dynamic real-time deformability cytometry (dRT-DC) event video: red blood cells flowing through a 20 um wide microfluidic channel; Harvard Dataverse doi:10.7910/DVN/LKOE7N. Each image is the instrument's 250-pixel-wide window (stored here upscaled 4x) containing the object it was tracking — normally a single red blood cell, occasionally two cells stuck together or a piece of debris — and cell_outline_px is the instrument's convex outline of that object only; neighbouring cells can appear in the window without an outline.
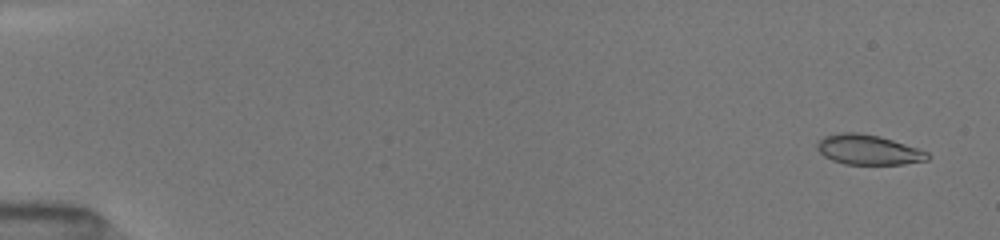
{"species": "common noctule bat (a hibernating species)", "species_latin": "Nyctalus noctula", "temperature_condition": "room temperature", "stored_images_in_passage": 32, "camera_frame_rate_fps": 3000, "um_per_image_px": 0.085, "animal": {"sex": "female", "body_mass_g": 19.5, "forearm_length_mm": 54.1}, "frame": {"image": 1, "passage_image": 3, "time_ms": 0.667, "image_size_px": [1000, 240], "cell_outline_px": [[932, 156], [928, 160], [904, 164], [844, 164], [832, 160], [824, 156], [816, 148], [816, 144], [824, 136], [840, 132], [856, 132], [880, 136], [928, 152]], "centroid_in_image_um": [73.8, 12.73], "position_along_channel_um": 11.2, "area_um2": 19.25}}
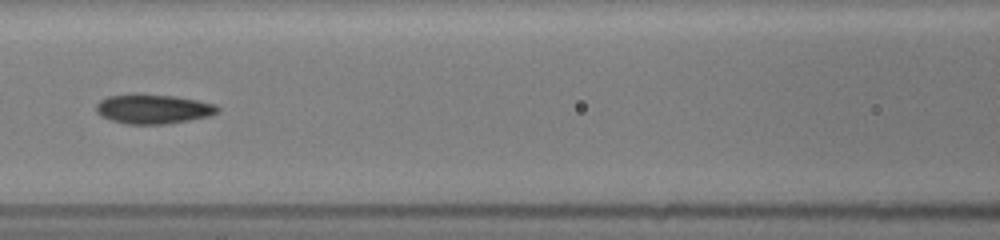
{"frame": {"image": 2, "passage_image": 22, "time_ms": 8.0, "image_size_px": [1000, 240], "cell_outline_px": [[220, 108], [216, 112], [208, 116], [188, 120], [164, 124], [128, 124], [112, 120], [100, 116], [96, 112], [96, 104], [100, 100], [108, 96], [132, 92], [140, 92], [176, 96], [216, 104]], "centroid_in_image_um": [12.96, 9.23], "position_along_channel_um": 153.6, "area_um2": 21.21}}
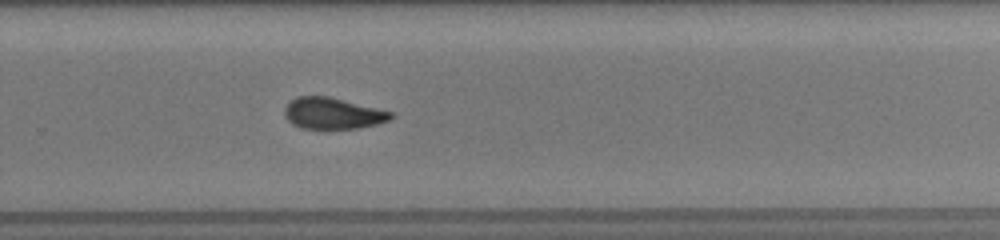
{"frame": {"image": 3, "passage_image": 32, "time_ms": 11.667, "image_size_px": [1000, 240], "cell_outline_px": [[396, 112], [388, 120], [376, 124], [356, 128], [300, 128], [292, 124], [284, 116], [284, 108], [296, 96], [328, 96]], "centroid_in_image_um": [28.28, 9.62], "position_along_channel_um": 301.5, "area_um2": 19.36}}